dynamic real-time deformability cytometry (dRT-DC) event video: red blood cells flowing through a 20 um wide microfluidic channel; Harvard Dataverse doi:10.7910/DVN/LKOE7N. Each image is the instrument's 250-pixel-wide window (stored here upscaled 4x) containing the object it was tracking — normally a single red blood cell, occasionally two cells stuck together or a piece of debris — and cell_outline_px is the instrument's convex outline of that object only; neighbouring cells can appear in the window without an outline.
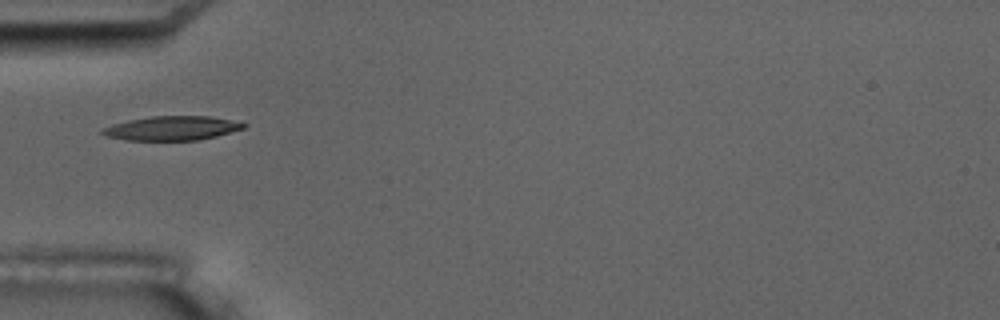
{"species": "common noctule bat (a hibernating species)", "species_latin": "Nyctalus noctula", "temperature_condition": "room temperature", "stored_images_in_passage": 8, "camera_frame_rate_fps": 3000, "um_per_image_px": 0.085, "animal": {"sex": "male", "body_mass_g": 17.5, "forearm_length_mm": 52.3}, "frame": {"image": 1, "passage_image": 5, "time_ms": 5.333, "image_size_px": [1000, 320], "cell_outline_px": [[248, 124], [244, 128], [216, 136], [196, 140], [124, 140], [108, 136], [100, 132], [100, 128], [112, 124], [128, 120], [152, 116], [208, 116]], "centroid_in_image_um": [14.55, 10.9], "position_along_channel_um": 70.4, "area_um2": 19.71}}
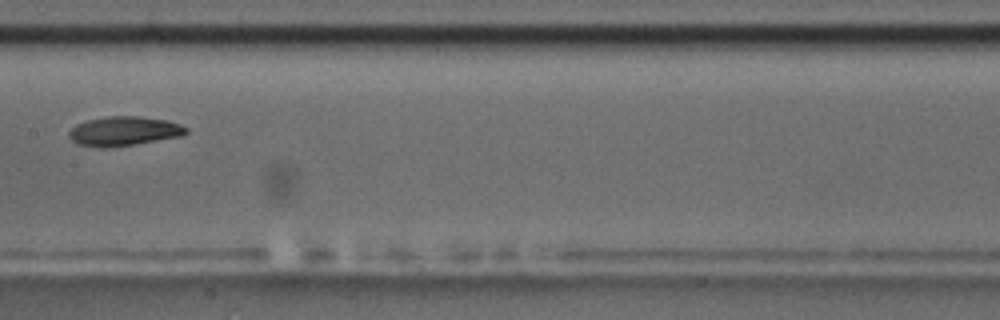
{"frame": {"image": 2, "passage_image": 8, "time_ms": 9.0, "image_size_px": [1000, 320], "cell_outline_px": [[188, 132], [180, 136], [132, 144], [104, 148], [100, 148], [80, 144], [72, 140], [68, 136], [68, 132], [76, 124], [88, 120], [108, 116], [136, 116], [168, 120], [180, 124], [188, 128]], "centroid_in_image_um": [10.53, 11.13], "position_along_channel_um": 196.9, "area_um2": 19.77}}